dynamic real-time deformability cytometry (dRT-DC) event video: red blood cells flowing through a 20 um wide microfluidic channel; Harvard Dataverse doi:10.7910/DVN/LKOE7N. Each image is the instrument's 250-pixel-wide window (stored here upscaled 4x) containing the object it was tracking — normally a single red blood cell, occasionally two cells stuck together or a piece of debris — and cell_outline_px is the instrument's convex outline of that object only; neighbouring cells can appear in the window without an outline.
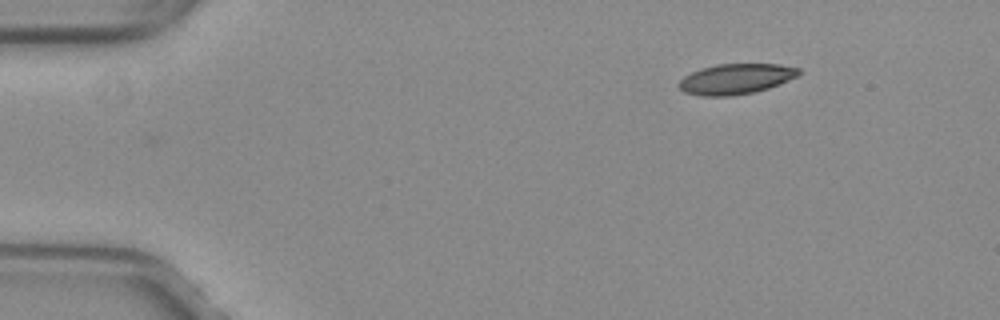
{"species": "common noctule bat (a hibernating species)", "species_latin": "Nyctalus noctula", "temperature_condition": "warm", "stored_images_in_passage": 39, "camera_frame_rate_fps": 3000, "um_per_image_px": 0.085, "animal": {"sex": "female", "body_mass_g": 29.2, "forearm_length_mm": 56.3}, "frame": {"image": 1, "passage_image": 1, "time_ms": 0.0, "image_size_px": [1000, 320], "cell_outline_px": [[800, 76], [768, 88], [752, 92], [732, 96], [700, 96], [684, 92], [676, 84], [684, 76], [700, 68], [716, 64], [780, 64], [800, 68]], "centroid_in_image_um": [62.54, 6.7], "position_along_channel_um": 22.5, "area_um2": 21.39}}
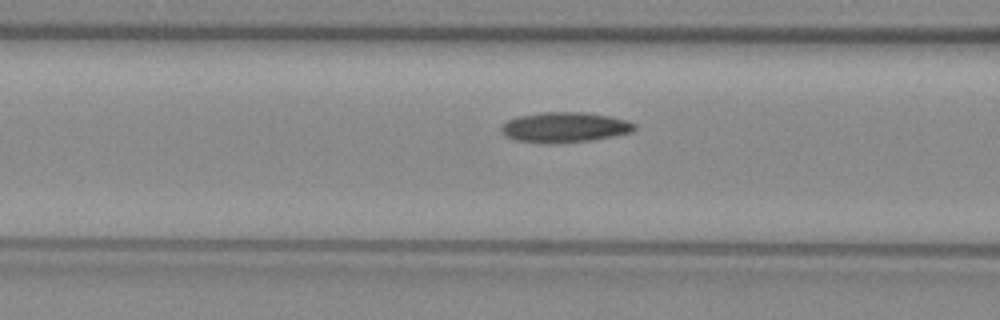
{"frame": {"image": 2, "passage_image": 15, "time_ms": 4.667, "image_size_px": [1000, 320], "cell_outline_px": [[636, 128], [632, 132], [592, 140], [552, 144], [516, 140], [500, 132], [500, 128], [508, 120], [516, 116], [540, 112], [584, 112], [608, 116], [628, 120], [636, 124]], "centroid_in_image_um": [48.0, 10.81], "position_along_channel_um": 118.6, "area_um2": 23.52}}
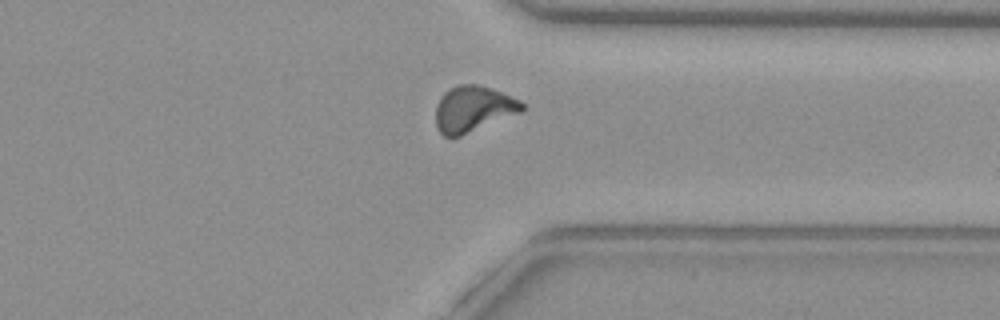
{"frame": {"image": 3, "passage_image": 34, "time_ms": 11.0, "image_size_px": [1000, 320], "cell_outline_px": [[524, 108], [520, 112], [460, 136], [444, 136], [436, 128], [436, 104], [440, 96], [448, 88], [460, 84], [480, 84], [520, 100], [524, 104]], "centroid_in_image_um": [40.18, 9.24], "position_along_channel_um": 371.2, "area_um2": 22.95}, "authors_computed_cell_mechanics": {"area_um2": 22.4842, "velocity_mm_per_s": 4.0114, "shape_relaxation_time_tau1_ms": 9.9768, "shape_relaxation_time_tau2_ms": 2.4841, "deformation_change_tau1": 0.2414, "deformation_change_tau2": 0.0934}}